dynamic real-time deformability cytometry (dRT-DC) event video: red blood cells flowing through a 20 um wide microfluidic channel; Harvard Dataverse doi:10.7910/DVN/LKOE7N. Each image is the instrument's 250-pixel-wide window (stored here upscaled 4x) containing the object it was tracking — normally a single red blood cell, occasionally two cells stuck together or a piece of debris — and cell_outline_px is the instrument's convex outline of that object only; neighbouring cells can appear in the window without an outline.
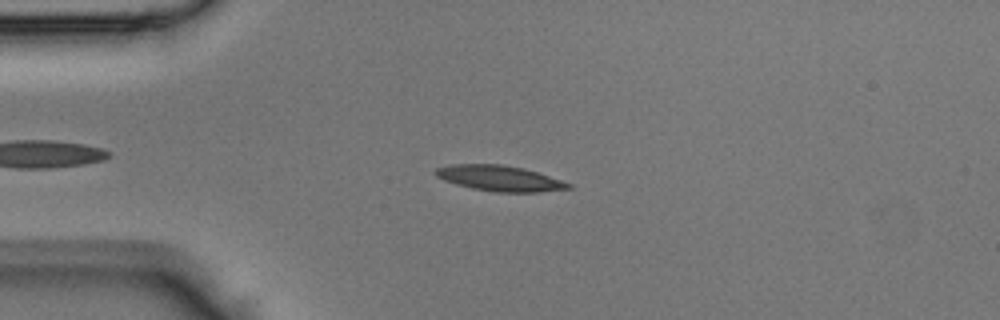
{"species": "Egyptian fruit bat (a non-hibernating species)", "species_latin": "Rousettus aegyptiacus", "temperature_condition": "room temperature", "stored_images_in_passage": 36, "camera_frame_rate_fps": 3000, "um_per_image_px": 0.085, "animal": {"sex": "male"}, "frame": {"image": 1, "passage_image": 6, "time_ms": 1.667, "image_size_px": [1000, 320], "cell_outline_px": [[572, 188], [540, 192], [496, 192], [472, 188], [456, 184], [444, 180], [436, 176], [432, 172], [436, 168], [452, 164], [500, 164], [524, 168], [572, 184]], "centroid_in_image_um": [42.44, 15.15], "position_along_channel_um": 42.6, "area_um2": 19.71}}
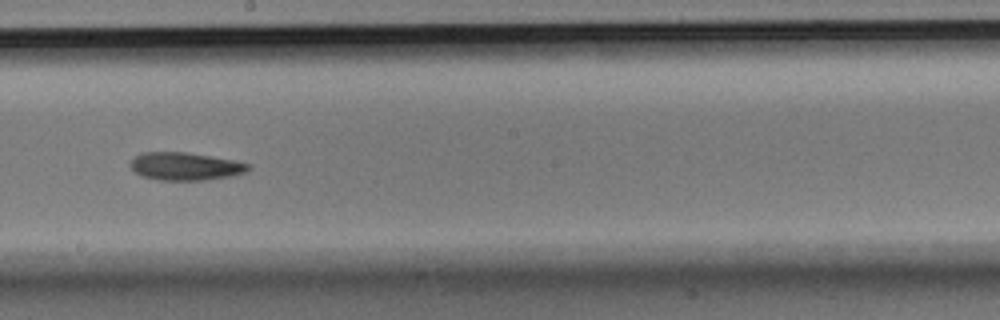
{"frame": {"image": 2, "passage_image": 20, "time_ms": 6.333, "image_size_px": [1000, 320], "cell_outline_px": [[252, 168], [244, 172], [232, 176], [204, 180], [160, 180], [140, 176], [128, 164], [140, 152], [184, 152], [232, 160], [252, 164]], "centroid_in_image_um": [15.74, 14.14], "position_along_channel_um": 232.5, "area_um2": 19.07}}
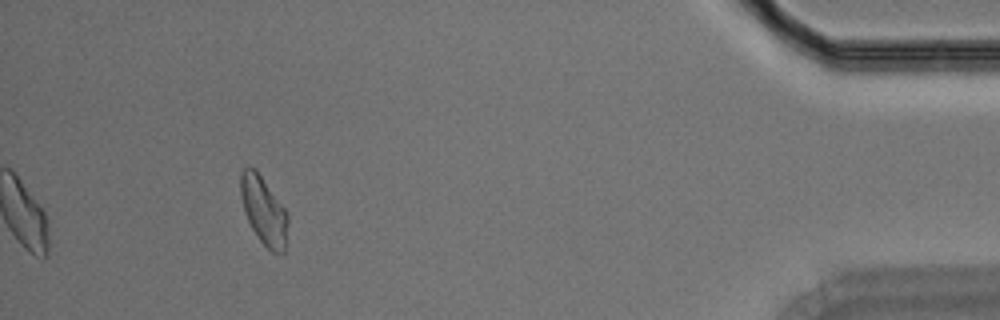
{"frame": {"image": 3, "passage_image": 36, "time_ms": 11.667, "image_size_px": [1000, 320], "cell_outline_px": [[288, 224], [284, 252], [272, 252], [260, 240], [252, 228], [244, 212], [240, 196], [240, 172], [248, 164], [256, 168], [284, 208], [288, 216]], "centroid_in_image_um": [22.39, 17.84], "position_along_channel_um": 412.8, "area_um2": 18.73}}